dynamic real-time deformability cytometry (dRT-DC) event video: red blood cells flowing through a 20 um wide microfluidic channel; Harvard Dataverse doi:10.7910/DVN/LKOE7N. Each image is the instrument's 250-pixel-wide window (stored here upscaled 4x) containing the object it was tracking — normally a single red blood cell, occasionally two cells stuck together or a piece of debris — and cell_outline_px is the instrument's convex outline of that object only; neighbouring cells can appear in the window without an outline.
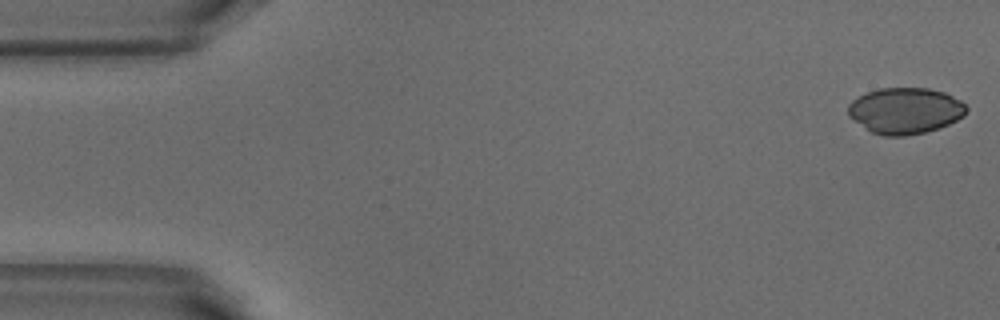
{"species": "common noctule bat (a hibernating species)", "species_latin": "Nyctalus noctula", "temperature_condition": "warm", "stored_images_in_passage": 52, "camera_frame_rate_fps": 3000, "um_per_image_px": 0.085, "animal": {"sex": "male", "body_mass_g": 18.8}, "frame": {"image": 1, "passage_image": 1, "time_ms": 0.0, "image_size_px": [1000, 320], "cell_outline_px": [[968, 112], [964, 116], [940, 128], [924, 132], [904, 136], [884, 136], [872, 132], [848, 116], [848, 104], [852, 100], [868, 92], [880, 88], [928, 88], [944, 92], [960, 100], [968, 108]], "centroid_in_image_um": [76.96, 9.41], "position_along_channel_um": 8.0, "area_um2": 31.73}}
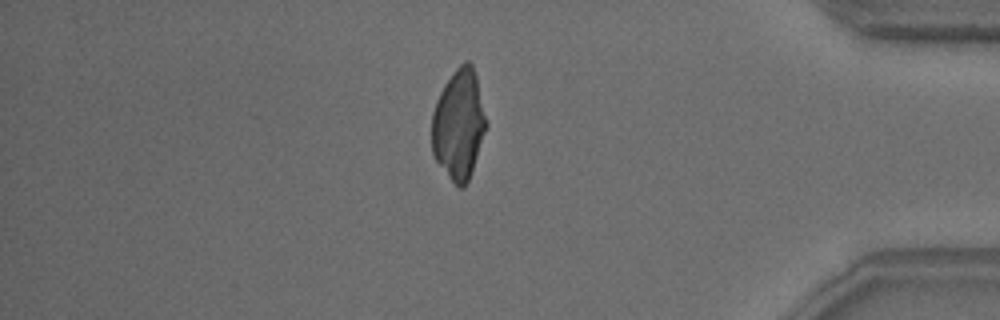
{"frame": {"image": 2, "passage_image": 44, "time_ms": 14.333, "image_size_px": [1000, 320], "cell_outline_px": [[488, 124], [468, 180], [464, 188], [460, 188], [452, 180], [436, 160], [432, 152], [432, 112], [436, 100], [444, 84], [456, 68], [464, 60], [468, 60], [472, 64], [476, 76]], "centroid_in_image_um": [38.99, 10.54], "position_along_channel_um": 396.2, "area_um2": 34.62}}
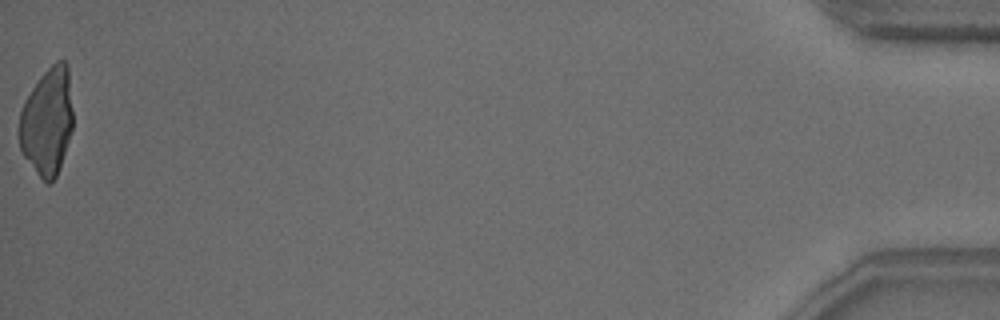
{"frame": {"image": 3, "passage_image": 52, "time_ms": 17.0, "image_size_px": [1000, 320], "cell_outline_px": [[72, 128], [56, 176], [48, 184], [36, 172], [24, 156], [20, 148], [20, 112], [24, 100], [40, 76], [56, 60], [64, 60], [68, 68], [72, 112]], "centroid_in_image_um": [4.0, 10.29], "position_along_channel_um": 431.2, "area_um2": 33.0}}